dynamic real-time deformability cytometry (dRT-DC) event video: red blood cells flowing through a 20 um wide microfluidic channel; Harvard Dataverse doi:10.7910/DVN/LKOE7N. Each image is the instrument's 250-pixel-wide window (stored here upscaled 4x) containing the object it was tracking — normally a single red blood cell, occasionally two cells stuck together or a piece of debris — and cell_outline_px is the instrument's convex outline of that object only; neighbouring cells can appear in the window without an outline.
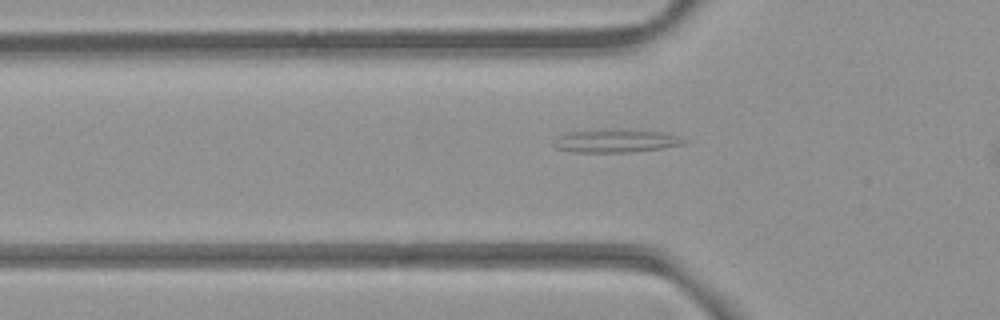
{"species": "common noctule bat (a hibernating species)", "species_latin": "Nyctalus noctula", "temperature_condition": "room temperature", "stored_images_in_passage": 32, "segment_of_instrument_passage": [1, 2], "camera_frame_rate_fps": 3000, "um_per_image_px": 0.085, "animal": {"sex": "female", "body_mass_g": 21.9}, "frame": {"image": 1, "passage_image": 2, "time_ms": 0.333, "image_size_px": [1000, 320], "cell_outline_px": [[688, 144], [660, 148], [628, 152], [572, 152], [556, 148], [556, 140], [560, 136], [568, 132], [620, 128], [664, 132], [680, 136]], "centroid_in_image_um": [52.42, 11.96], "position_along_channel_um": 73.4, "area_um2": 17.57}}
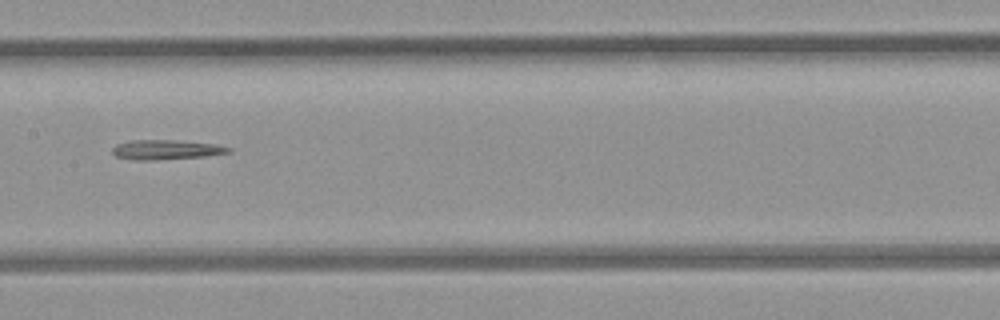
{"frame": {"image": 2, "passage_image": 11, "time_ms": 3.333, "image_size_px": [1000, 320], "cell_outline_px": [[232, 152], [204, 156], [152, 160], [136, 160], [116, 156], [112, 152], [112, 148], [116, 144], [132, 140], [172, 140], [212, 144], [232, 148]], "centroid_in_image_um": [14.08, 12.72], "position_along_channel_um": 193.3, "area_um2": 13.06}}
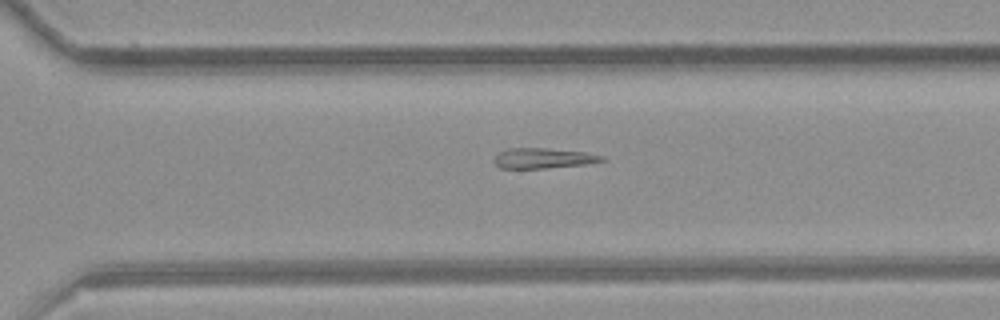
{"frame": {"image": 3, "passage_image": 21, "time_ms": 6.667, "image_size_px": [1000, 320], "cell_outline_px": [[608, 160], [584, 164], [548, 168], [500, 168], [492, 160], [500, 152], [508, 148], [544, 148], [584, 152], [604, 156]], "centroid_in_image_um": [46.18, 13.45], "position_along_channel_um": 324.4, "area_um2": 12.66}}